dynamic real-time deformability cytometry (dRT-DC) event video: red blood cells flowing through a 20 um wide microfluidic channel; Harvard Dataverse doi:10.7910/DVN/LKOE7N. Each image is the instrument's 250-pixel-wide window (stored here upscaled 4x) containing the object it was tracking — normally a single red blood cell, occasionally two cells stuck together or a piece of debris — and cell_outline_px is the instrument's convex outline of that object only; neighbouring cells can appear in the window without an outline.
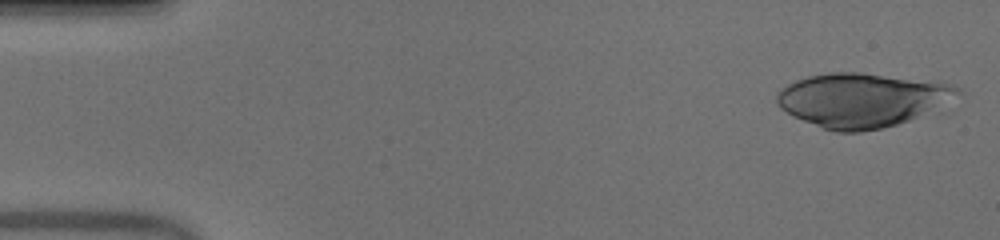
{"species": "human", "species_latin": "Homo sapiens", "temperature_condition": "warm", "stored_images_in_passage": 49, "camera_frame_rate_fps": 3000, "um_per_image_px": 0.085, "donor": {"sex": "male"}, "frame": {"image": 1, "passage_image": 1, "time_ms": 0.0, "image_size_px": [1000, 240], "cell_outline_px": [[960, 92], [936, 108], [908, 120], [896, 124], [880, 128], [860, 132], [836, 132], [824, 128], [792, 116], [780, 108], [776, 104], [776, 92], [780, 88], [796, 80], [808, 76], [828, 72], [864, 72], [948, 84], [960, 88]], "centroid_in_image_um": [73.15, 8.49], "position_along_channel_um": 11.9, "area_um2": 56.18}}